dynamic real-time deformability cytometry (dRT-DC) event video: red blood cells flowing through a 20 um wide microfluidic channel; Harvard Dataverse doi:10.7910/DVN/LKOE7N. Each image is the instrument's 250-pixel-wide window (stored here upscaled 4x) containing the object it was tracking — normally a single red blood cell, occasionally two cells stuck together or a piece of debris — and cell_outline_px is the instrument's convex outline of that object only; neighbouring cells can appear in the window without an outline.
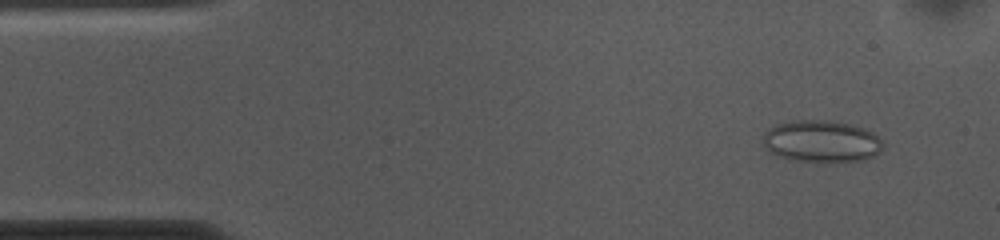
{"species": "common noctule bat (a hibernating species)", "species_latin": "Nyctalus noctula", "temperature_condition": "cold", "stored_images_in_passage": 53, "camera_frame_rate_fps": 3000, "um_per_image_px": 0.085, "animal": {"sex": "female", "body_mass_g": 10.0, "forearm_length_mm": 53.1}, "frame": {"image": 1, "passage_image": 4, "time_ms": 1.0, "image_size_px": [1000, 240], "cell_outline_px": [[884, 148], [876, 156], [864, 160], [820, 164], [792, 160], [780, 156], [764, 148], [760, 136], [768, 128], [776, 124], [796, 120], [828, 120], [848, 124], [864, 128], [872, 132], [884, 144]], "centroid_in_image_um": [69.81, 12.05], "position_along_channel_um": 15.2, "area_um2": 30.17}}
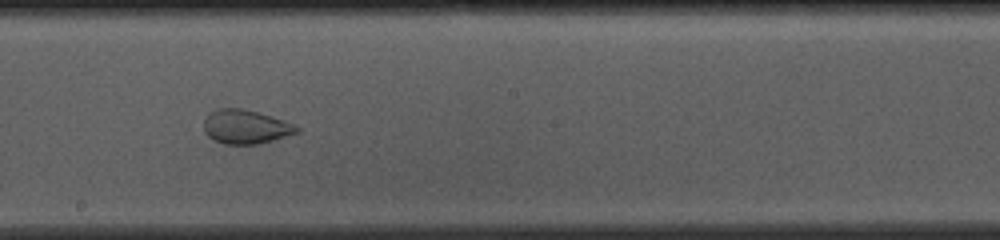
{"frame": {"image": 2, "passage_image": 28, "time_ms": 9.0, "image_size_px": [1000, 240], "cell_outline_px": [[300, 132], [260, 144], [224, 144], [212, 140], [204, 132], [204, 120], [208, 112], [216, 108], [240, 108], [256, 112], [284, 120], [300, 128]], "centroid_in_image_um": [20.84, 10.78], "position_along_channel_um": 227.4, "area_um2": 18.55}}
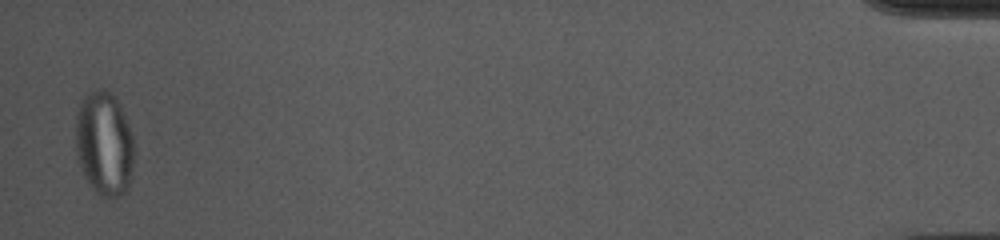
{"frame": {"image": 3, "passage_image": 52, "time_ms": 17.0, "image_size_px": [1000, 240], "cell_outline_px": [[136, 152], [128, 188], [120, 196], [100, 196], [88, 184], [84, 176], [76, 152], [76, 120], [80, 104], [84, 96], [92, 88], [108, 88], [116, 96], [120, 104], [128, 124], [132, 136]], "centroid_in_image_um": [8.88, 12.17], "position_along_channel_um": 426.3, "area_um2": 36.07}}